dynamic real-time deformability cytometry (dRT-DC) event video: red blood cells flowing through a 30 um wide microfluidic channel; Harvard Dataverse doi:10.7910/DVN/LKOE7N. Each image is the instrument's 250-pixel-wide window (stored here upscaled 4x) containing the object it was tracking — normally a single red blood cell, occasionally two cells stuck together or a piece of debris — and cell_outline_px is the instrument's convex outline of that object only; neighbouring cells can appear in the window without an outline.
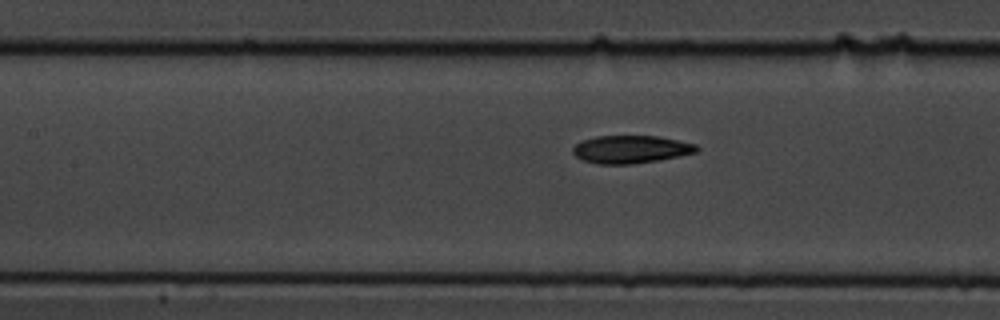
{"species": "common noctule bat (a hibernating species)", "species_latin": "Nyctalus noctula", "temperature_condition": "cold", "stored_images_in_passage": 10, "camera_frame_rate_fps": 3000, "um_per_image_px": 0.085, "animal": {"sex": "male", "body_mass_g": 19.5, "forearm_length_mm": 54.6}, "frame": {"image": 1, "passage_image": 9, "time_ms": 2.667, "image_size_px": [1000, 320], "cell_outline_px": [[700, 148], [696, 152], [660, 160], [632, 164], [596, 164], [584, 160], [576, 156], [572, 152], [572, 148], [580, 140], [596, 136], [656, 136], [696, 144]], "centroid_in_image_um": [53.59, 12.69], "position_along_channel_um": 153.8, "area_um2": 20.06}}